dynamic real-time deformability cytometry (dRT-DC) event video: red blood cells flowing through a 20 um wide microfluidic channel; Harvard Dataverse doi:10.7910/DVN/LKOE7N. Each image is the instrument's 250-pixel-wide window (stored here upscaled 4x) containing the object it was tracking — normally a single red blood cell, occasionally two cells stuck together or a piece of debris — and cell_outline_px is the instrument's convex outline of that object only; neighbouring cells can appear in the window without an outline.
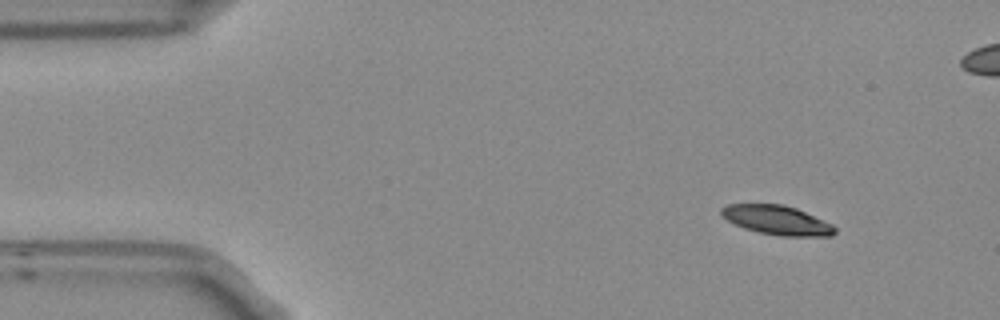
{"species": "Egyptian fruit bat (a non-hibernating species)", "species_latin": "Rousettus aegyptiacus", "temperature_condition": "room temperature", "stored_images_in_passage": 8, "camera_frame_rate_fps": 3000, "um_per_image_px": 0.085, "frame": {"image": 1, "passage_image": 1, "time_ms": 0.0, "image_size_px": [1000, 320], "cell_outline_px": [[836, 232], [832, 236], [784, 236], [760, 232], [744, 228], [728, 220], [720, 212], [720, 208], [728, 204], [784, 204], [796, 208], [832, 224], [836, 228]], "centroid_in_image_um": [66.06, 18.7], "position_along_channel_um": 18.9, "area_um2": 19.13}}
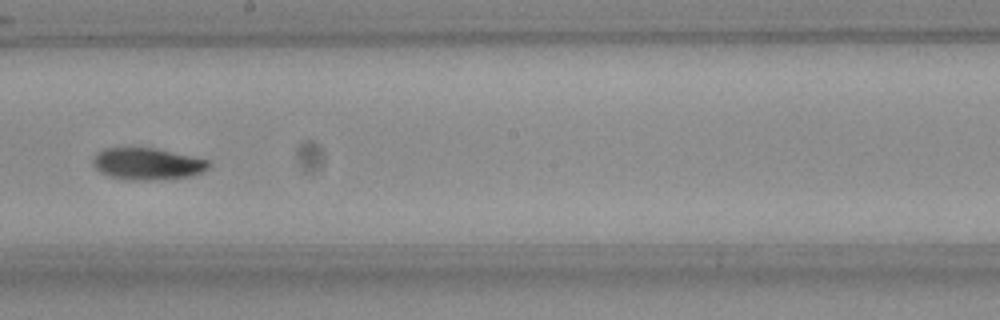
{"frame": {"image": 2, "passage_image": 8, "time_ms": 2.333, "image_size_px": [1000, 320], "cell_outline_px": [[208, 168], [192, 176], [156, 180], [132, 180], [108, 176], [100, 172], [92, 164], [92, 160], [96, 152], [104, 148], [156, 148], [208, 160]], "centroid_in_image_um": [12.47, 13.93], "position_along_channel_um": 235.7, "area_um2": 21.39}}